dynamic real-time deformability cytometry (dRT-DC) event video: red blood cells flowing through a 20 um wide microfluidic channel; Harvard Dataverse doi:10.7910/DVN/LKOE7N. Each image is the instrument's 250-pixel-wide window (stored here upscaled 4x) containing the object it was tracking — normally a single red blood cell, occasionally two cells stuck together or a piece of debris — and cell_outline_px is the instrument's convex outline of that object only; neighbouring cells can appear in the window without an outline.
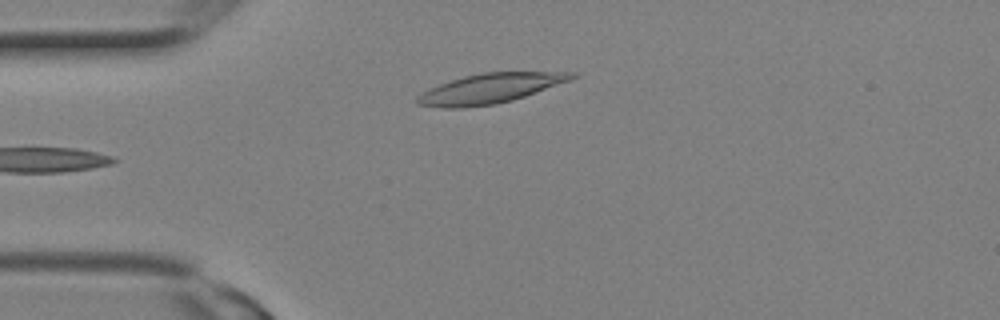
{"species": "Egyptian fruit bat (a non-hibernating species)", "species_latin": "Rousettus aegyptiacus", "temperature_condition": "room temperature", "stored_images_in_passage": 4, "camera_frame_rate_fps": 3000, "um_per_image_px": 0.085, "animal": {"sex": "female"}, "frame": {"image": 1, "passage_image": 4, "time_ms": 1.0, "image_size_px": [1000, 320], "cell_outline_px": [[580, 76], [572, 80], [512, 100], [496, 104], [464, 108], [444, 108], [416, 104], [416, 96], [420, 92], [428, 88], [464, 76], [480, 72], [576, 72]], "centroid_in_image_um": [41.65, 7.52], "position_along_channel_um": 43.4, "area_um2": 26.99}}